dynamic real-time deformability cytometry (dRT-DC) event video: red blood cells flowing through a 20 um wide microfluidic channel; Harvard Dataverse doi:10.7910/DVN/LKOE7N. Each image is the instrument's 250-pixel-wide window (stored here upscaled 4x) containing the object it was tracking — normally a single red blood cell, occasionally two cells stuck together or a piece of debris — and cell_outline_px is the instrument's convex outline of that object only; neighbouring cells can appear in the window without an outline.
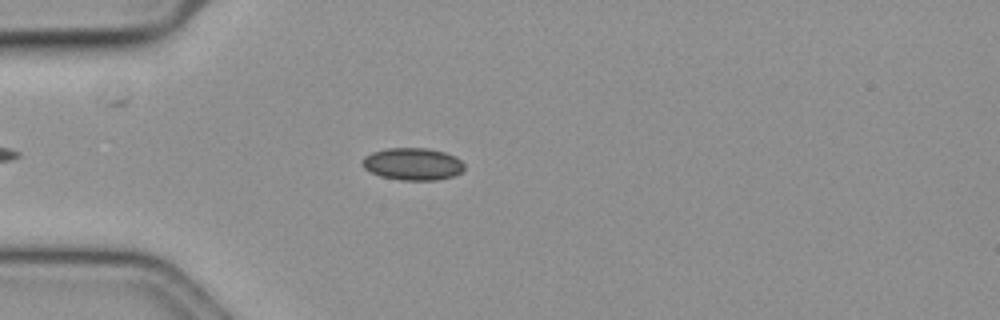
{"species": "common noctule bat (a hibernating species)", "species_latin": "Nyctalus noctula", "temperature_condition": "cold", "stored_images_in_passage": 50, "camera_frame_rate_fps": 3000, "um_per_image_px": 0.085, "animal": {"sex": "female", "body_mass_g": 19.3, "forearm_length_mm": 54.1}, "frame": {"image": 1, "passage_image": 9, "time_ms": 2.667, "image_size_px": [1000, 320], "cell_outline_px": [[464, 168], [460, 172], [452, 176], [436, 180], [400, 180], [380, 176], [364, 168], [360, 164], [364, 156], [372, 152], [388, 148], [428, 148], [444, 152], [460, 160], [464, 164]], "centroid_in_image_um": [35.04, 13.94], "position_along_channel_um": 50.0, "area_um2": 19.07}}
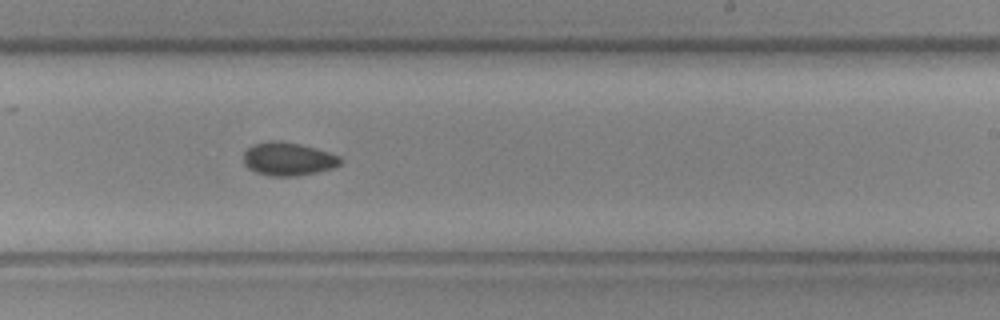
{"frame": {"image": 2, "passage_image": 28, "time_ms": 9.0, "image_size_px": [1000, 320], "cell_outline_px": [[340, 164], [332, 168], [316, 172], [296, 176], [268, 176], [256, 172], [248, 168], [244, 164], [244, 152], [252, 144], [268, 140], [276, 140], [300, 144], [316, 148], [340, 156]], "centroid_in_image_um": [24.45, 13.5], "position_along_channel_um": 264.5, "area_um2": 18.79}}
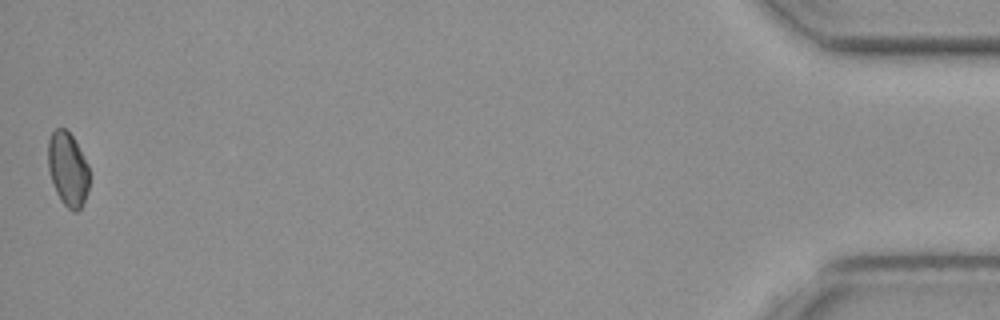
{"frame": {"image": 3, "passage_image": 50, "time_ms": 16.333, "image_size_px": [1000, 320], "cell_outline_px": [[88, 192], [80, 208], [76, 212], [72, 212], [60, 200], [56, 192], [48, 168], [48, 140], [52, 132], [56, 128], [64, 128], [72, 136], [88, 164]], "centroid_in_image_um": [5.76, 14.38], "position_along_channel_um": 429.4, "area_um2": 17.63}, "authors_computed_cell_mechanics": {"area_um2": 18.6116, "velocity_mm_per_s": 3.6064, "shape_relaxation_time_tau1_ms": 4.0707, "shape_relaxation_time_tau2_ms": 9.4505, "deformation_change_tau1": 0.062, "deformation_change_tau2": 0.0933}}